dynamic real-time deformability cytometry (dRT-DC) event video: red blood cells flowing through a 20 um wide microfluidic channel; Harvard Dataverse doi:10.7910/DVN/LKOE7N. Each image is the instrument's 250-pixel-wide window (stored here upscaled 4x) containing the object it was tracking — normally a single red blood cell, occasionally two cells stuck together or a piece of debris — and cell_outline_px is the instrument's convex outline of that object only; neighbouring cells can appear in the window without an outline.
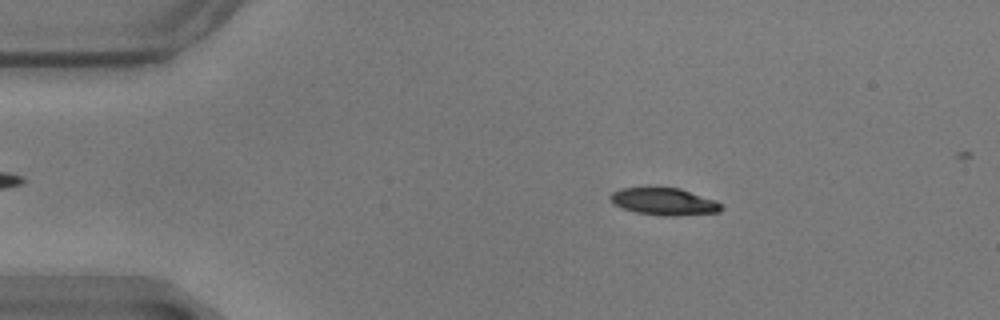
{"species": "common noctule bat (a hibernating species)", "species_latin": "Nyctalus noctula", "temperature_condition": "warm", "stored_images_in_passage": 49, "camera_frame_rate_fps": 3000, "um_per_image_px": 0.085, "animal": {"sex": "male", "body_mass_g": 17.9}, "frame": {"image": 1, "passage_image": 10, "time_ms": 3.0, "image_size_px": [1000, 320], "cell_outline_px": [[724, 208], [720, 212], [676, 216], [664, 216], [636, 212], [612, 204], [608, 196], [612, 192], [620, 188], [680, 188], [716, 200], [724, 204]], "centroid_in_image_um": [56.48, 17.14], "position_along_channel_um": 28.5, "area_um2": 17.74}}
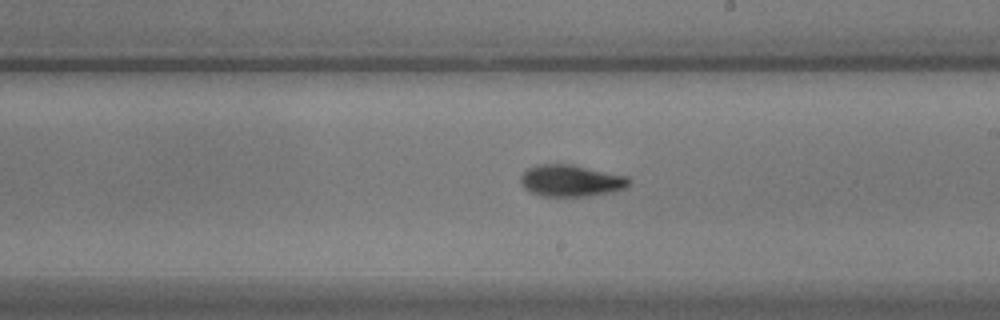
{"frame": {"image": 2, "passage_image": 33, "time_ms": 10.667, "image_size_px": [1000, 320], "cell_outline_px": [[632, 184], [624, 188], [612, 192], [588, 196], [540, 196], [524, 188], [520, 184], [520, 176], [528, 168], [536, 164], [572, 164], [628, 176], [632, 180]], "centroid_in_image_um": [48.55, 15.35], "position_along_channel_um": 240.5, "area_um2": 20.29}}
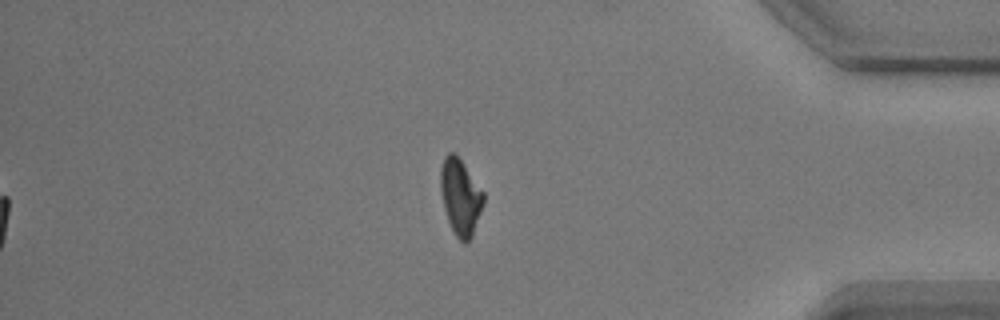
{"frame": {"image": 3, "passage_image": 49, "time_ms": 16.0, "image_size_px": [1000, 320], "cell_outline_px": [[484, 204], [472, 236], [464, 244], [456, 236], [448, 220], [444, 208], [440, 192], [440, 168], [444, 156], [448, 152], [452, 152], [460, 160], [484, 192]], "centroid_in_image_um": [39.12, 16.74], "position_along_channel_um": 396.1, "area_um2": 18.9}, "authors_computed_cell_mechanics": {"area_um2": 19.1896, "velocity_mm_per_s": 3.4966, "shape_relaxation_time_tau1_ms": 3.5704, "shape_relaxation_time_tau2_ms": 4.8498, "deformation_change_tau1": 0.1374, "deformation_change_tau2": 0.102}}